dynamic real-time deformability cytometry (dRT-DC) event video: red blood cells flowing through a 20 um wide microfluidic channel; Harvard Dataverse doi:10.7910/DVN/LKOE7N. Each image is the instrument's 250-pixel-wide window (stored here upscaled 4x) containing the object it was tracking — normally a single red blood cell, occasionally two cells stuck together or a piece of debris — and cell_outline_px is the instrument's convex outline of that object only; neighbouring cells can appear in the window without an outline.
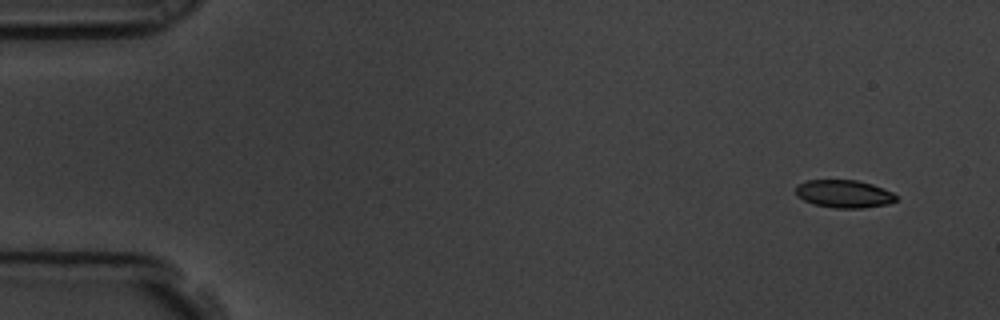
{"species": "common noctule bat (a hibernating species)", "species_latin": "Nyctalus noctula", "temperature_condition": "room temperature", "stored_images_in_passage": 5, "camera_frame_rate_fps": 3000, "um_per_image_px": 0.085, "animal": {"sex": "male", "body_mass_g": 19.5, "forearm_length_mm": 54.6}, "frame": {"image": 1, "passage_image": 1, "time_ms": 0.0, "image_size_px": [1000, 320], "cell_outline_px": [[896, 200], [888, 204], [864, 208], [836, 208], [812, 204], [796, 196], [796, 184], [808, 180], [856, 180], [872, 184], [892, 192], [896, 196]], "centroid_in_image_um": [71.71, 16.48], "position_along_channel_um": 13.3, "area_um2": 16.3}}
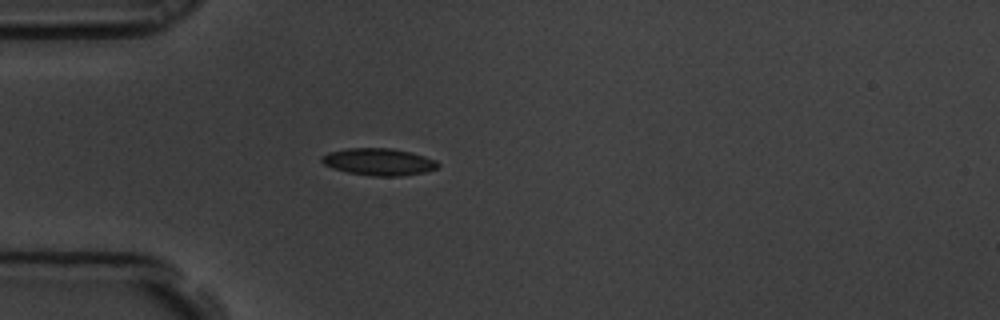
{"frame": {"image": 2, "passage_image": 4, "time_ms": 1.0, "image_size_px": [1000, 320], "cell_outline_px": [[440, 168], [424, 172], [400, 176], [372, 176], [348, 172], [332, 168], [324, 164], [320, 160], [320, 156], [328, 152], [348, 148], [392, 148], [412, 152], [436, 160], [440, 164]], "centroid_in_image_um": [32.2, 13.75], "position_along_channel_um": 52.8, "area_um2": 18.5}}